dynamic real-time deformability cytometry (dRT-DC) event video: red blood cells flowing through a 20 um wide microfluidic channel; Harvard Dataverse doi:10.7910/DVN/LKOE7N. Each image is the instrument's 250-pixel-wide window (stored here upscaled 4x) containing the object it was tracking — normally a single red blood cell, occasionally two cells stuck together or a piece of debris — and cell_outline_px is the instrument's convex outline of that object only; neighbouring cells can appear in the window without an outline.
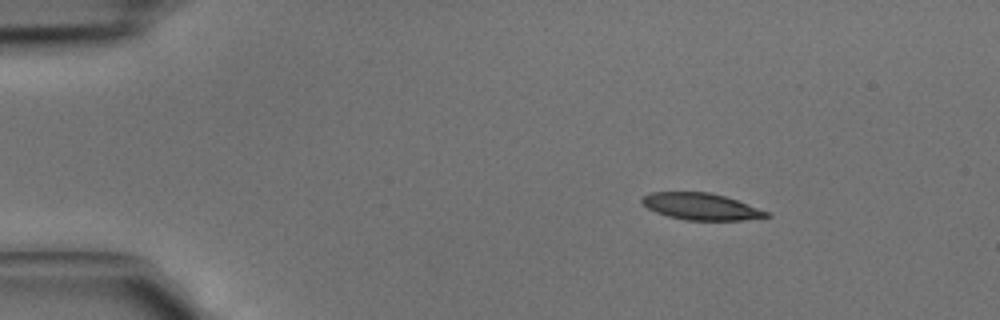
{"species": "common noctule bat (a hibernating species)", "species_latin": "Nyctalus noctula", "temperature_condition": "cold", "stored_images_in_passage": 3, "camera_frame_rate_fps": 3000, "um_per_image_px": 0.085, "animal": {"sex": "male", "body_mass_g": 15.6}, "frame": {"image": 1, "passage_image": 1, "time_ms": 0.0, "image_size_px": [1000, 320], "cell_outline_px": [[772, 216], [744, 220], [688, 220], [668, 216], [656, 212], [640, 204], [640, 200], [648, 192], [708, 192], [724, 196], [736, 200], [768, 212]], "centroid_in_image_um": [59.54, 17.55], "position_along_channel_um": 25.5, "area_um2": 19.25}}
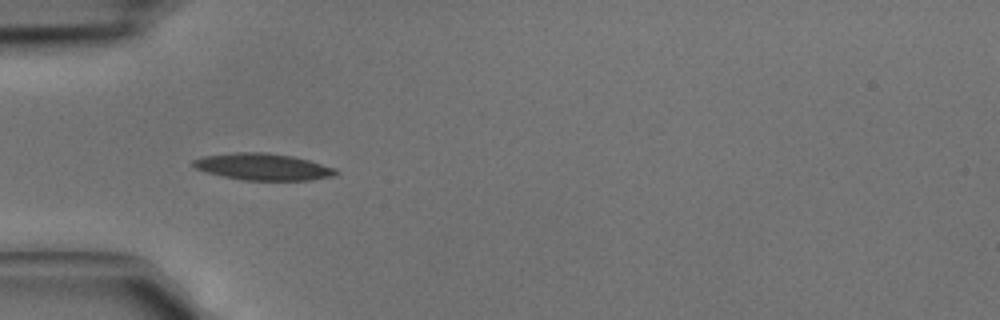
{"frame": {"image": 2, "passage_image": 3, "time_ms": 0.667, "image_size_px": [1000, 320], "cell_outline_px": [[340, 172], [336, 176], [312, 180], [244, 180], [224, 176], [208, 172], [196, 168], [192, 164], [192, 160], [204, 156], [236, 152], [264, 152], [292, 156], [308, 160], [336, 168]], "centroid_in_image_um": [22.41, 14.18], "position_along_channel_um": 62.6, "area_um2": 22.14}}